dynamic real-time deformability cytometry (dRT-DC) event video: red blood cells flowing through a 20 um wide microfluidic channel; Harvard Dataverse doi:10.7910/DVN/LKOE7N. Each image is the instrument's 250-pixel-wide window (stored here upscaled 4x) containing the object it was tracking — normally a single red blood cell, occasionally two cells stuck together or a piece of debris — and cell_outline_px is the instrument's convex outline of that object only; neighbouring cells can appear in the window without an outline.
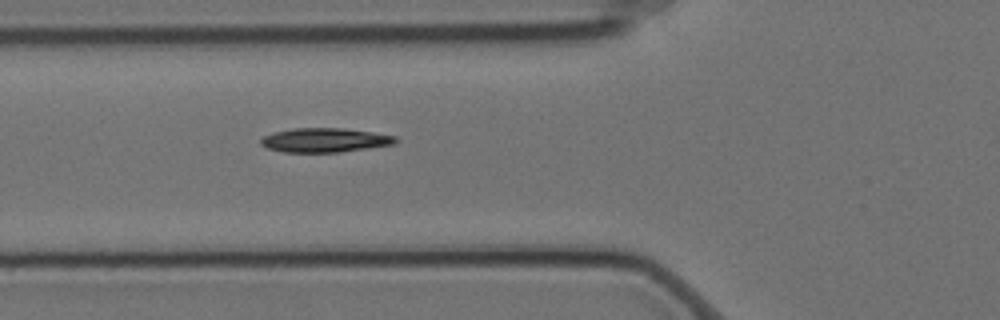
{"species": "Egyptian fruit bat (a non-hibernating species)", "species_latin": "Rousettus aegyptiacus", "temperature_condition": "cold", "stored_images_in_passage": 5, "camera_frame_rate_fps": 3000, "um_per_image_px": 0.085, "animal": {"sex": "female"}, "frame": {"image": 1, "passage_image": 5, "time_ms": 1.333, "image_size_px": [1000, 320], "cell_outline_px": [[400, 140], [396, 144], [340, 152], [284, 152], [268, 148], [260, 144], [260, 140], [264, 136], [276, 132], [292, 128], [344, 128], [372, 132], [396, 136]], "centroid_in_image_um": [27.66, 11.91], "position_along_channel_um": 98.1, "area_um2": 19.02}}